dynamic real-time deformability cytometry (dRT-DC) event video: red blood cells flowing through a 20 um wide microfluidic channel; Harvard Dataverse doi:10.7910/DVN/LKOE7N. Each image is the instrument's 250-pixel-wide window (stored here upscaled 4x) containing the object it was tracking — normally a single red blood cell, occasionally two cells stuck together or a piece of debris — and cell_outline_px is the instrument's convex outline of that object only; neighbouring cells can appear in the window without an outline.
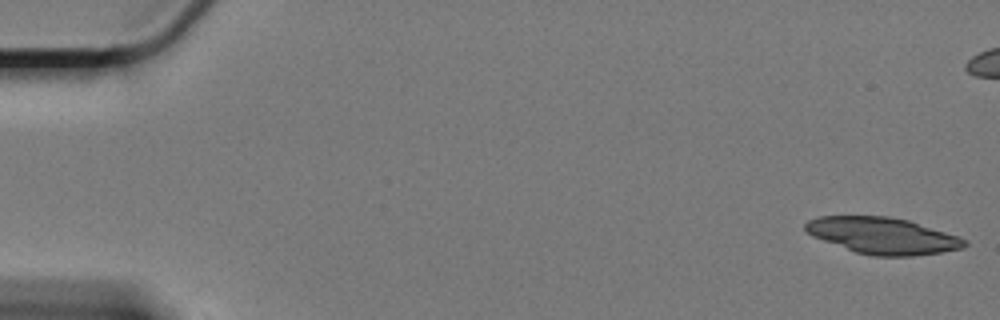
{"species": "Egyptian fruit bat (a non-hibernating species)", "species_latin": "Rousettus aegyptiacus", "temperature_condition": "cold", "stored_images_in_passage": 2, "camera_frame_rate_fps": 3000, "um_per_image_px": 0.085, "animal": {"sex": "female"}, "frame": {"image": 1, "passage_image": 1, "time_ms": 0.0, "image_size_px": [1000, 320], "cell_outline_px": [[968, 244], [964, 248], [940, 252], [912, 256], [872, 256], [856, 252], [812, 236], [804, 228], [804, 224], [808, 220], [820, 216], [888, 216], [908, 220], [956, 236], [964, 240]], "centroid_in_image_um": [74.99, 20.03], "position_along_channel_um": 10.0, "area_um2": 33.41}}